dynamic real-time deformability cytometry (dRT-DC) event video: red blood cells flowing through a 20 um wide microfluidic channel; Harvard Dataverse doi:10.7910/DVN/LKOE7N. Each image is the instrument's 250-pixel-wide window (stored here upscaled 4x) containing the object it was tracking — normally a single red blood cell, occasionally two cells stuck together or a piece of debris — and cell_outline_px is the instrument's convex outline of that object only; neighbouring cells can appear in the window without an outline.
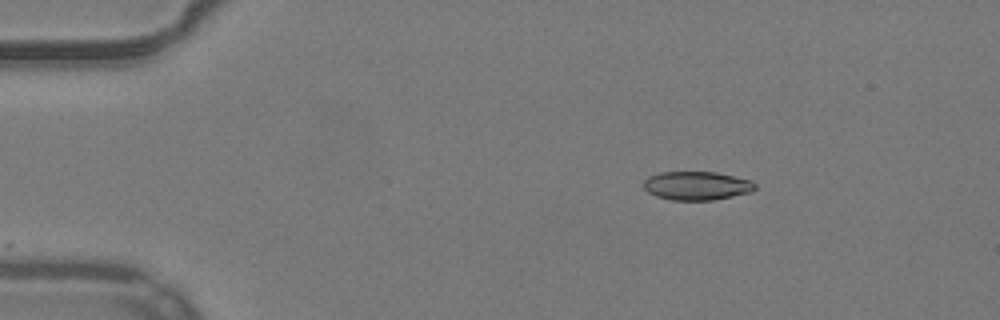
{"species": "common noctule bat (a hibernating species)", "species_latin": "Nyctalus noctula", "temperature_condition": "warm", "stored_images_in_passage": 8, "camera_frame_rate_fps": 3000, "um_per_image_px": 0.085, "animal": {"sex": "male", "body_mass_g": 19.2, "forearm_length_mm": 51.8}, "frame": {"image": 1, "passage_image": 1, "time_ms": 0.0, "image_size_px": [1000, 320], "cell_outline_px": [[756, 188], [752, 192], [712, 200], [672, 200], [656, 196], [648, 192], [644, 188], [644, 180], [648, 176], [660, 172], [716, 172], [752, 180], [756, 184]], "centroid_in_image_um": [59.23, 15.78], "position_along_channel_um": 25.8, "area_um2": 18.67}}